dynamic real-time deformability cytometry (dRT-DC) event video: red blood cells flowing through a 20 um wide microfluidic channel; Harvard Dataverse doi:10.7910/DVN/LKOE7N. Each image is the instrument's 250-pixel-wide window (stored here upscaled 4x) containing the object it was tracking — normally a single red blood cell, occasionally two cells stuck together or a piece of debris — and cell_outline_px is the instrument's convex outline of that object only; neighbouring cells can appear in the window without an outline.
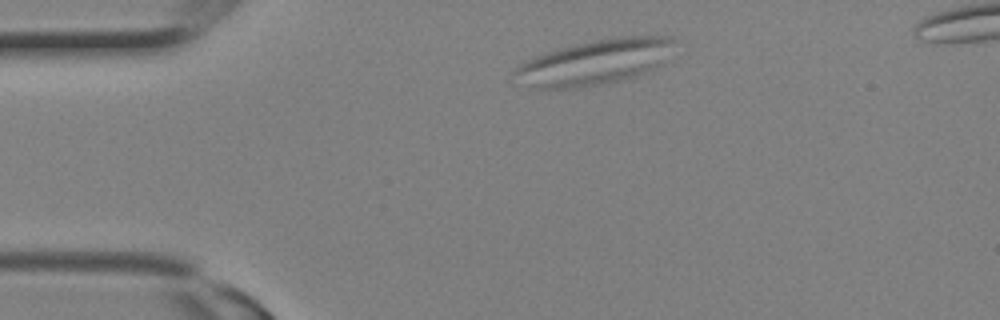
{"species": "Egyptian fruit bat (a non-hibernating species)", "species_latin": "Rousettus aegyptiacus", "temperature_condition": "room temperature", "stored_images_in_passage": 2, "camera_frame_rate_fps": 3000, "um_per_image_px": 0.085, "animal": {"sex": "female"}, "frame": {"image": 1, "passage_image": 1, "time_ms": 0.0, "image_size_px": [1000, 320], "cell_outline_px": [[676, 40], [660, 64], [656, 68], [624, 80], [576, 88], [528, 88], [512, 72], [520, 64], [544, 52], [576, 44], [616, 36], [672, 36]], "centroid_in_image_um": [50.55, 5.28], "position_along_channel_um": 34.5, "area_um2": 41.62}}